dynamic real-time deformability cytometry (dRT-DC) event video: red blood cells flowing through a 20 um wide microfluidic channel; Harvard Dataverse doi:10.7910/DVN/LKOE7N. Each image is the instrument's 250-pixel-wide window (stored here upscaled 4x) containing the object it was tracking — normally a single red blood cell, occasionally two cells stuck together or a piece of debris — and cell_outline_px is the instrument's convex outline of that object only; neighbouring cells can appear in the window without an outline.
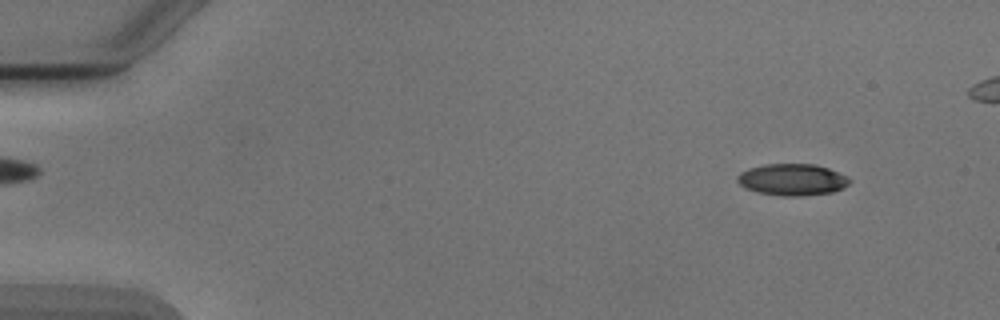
{"species": "Egyptian fruit bat (a non-hibernating species)", "species_latin": "Rousettus aegyptiacus", "temperature_condition": "cold", "stored_images_in_passage": 6, "camera_frame_rate_fps": 3000, "um_per_image_px": 0.085, "animal": {"sex": "male"}, "frame": {"image": 1, "passage_image": 2, "time_ms": 1.0, "image_size_px": [1000, 320], "cell_outline_px": [[852, 180], [844, 188], [832, 192], [804, 196], [780, 196], [756, 192], [744, 188], [736, 180], [736, 176], [740, 172], [748, 168], [764, 164], [816, 164], [828, 168], [848, 176]], "centroid_in_image_um": [67.33, 15.27], "position_along_channel_um": 17.7, "area_um2": 21.04}}